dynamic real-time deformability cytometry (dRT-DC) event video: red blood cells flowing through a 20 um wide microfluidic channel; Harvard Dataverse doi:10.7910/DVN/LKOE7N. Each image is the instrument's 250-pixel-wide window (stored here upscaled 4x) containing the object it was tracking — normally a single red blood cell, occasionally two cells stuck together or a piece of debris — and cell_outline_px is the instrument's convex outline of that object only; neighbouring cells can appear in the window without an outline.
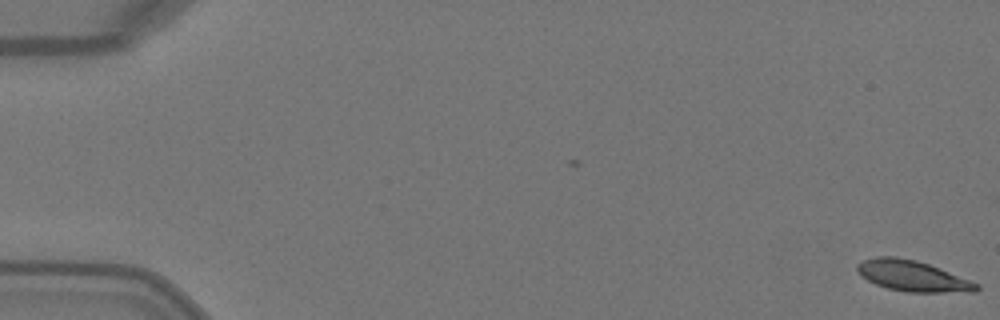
{"species": "Egyptian fruit bat (a non-hibernating species)", "species_latin": "Rousettus aegyptiacus", "temperature_condition": "warm", "stored_images_in_passage": 6, "camera_frame_rate_fps": 3000, "um_per_image_px": 0.085, "animal": {"sex": "female"}, "frame": {"image": 1, "passage_image": 1, "time_ms": 0.0, "image_size_px": [1000, 320], "cell_outline_px": [[980, 288], [976, 292], [908, 292], [888, 288], [876, 284], [860, 276], [856, 268], [856, 264], [864, 260], [876, 256], [896, 256], [916, 260], [940, 268], [980, 284]], "centroid_in_image_um": [77.57, 23.45], "position_along_channel_um": 7.4, "area_um2": 21.44}}